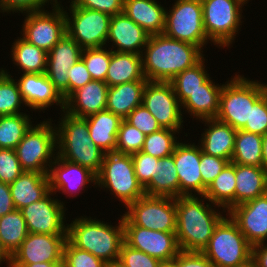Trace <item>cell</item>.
Instances as JSON below:
<instances>
[{
	"instance_id": "1",
	"label": "cell",
	"mask_w": 267,
	"mask_h": 267,
	"mask_svg": "<svg viewBox=\"0 0 267 267\" xmlns=\"http://www.w3.org/2000/svg\"><path fill=\"white\" fill-rule=\"evenodd\" d=\"M145 47L141 56L144 77L148 81L170 82L204 57L198 46L163 33L150 35Z\"/></svg>"
},
{
	"instance_id": "2",
	"label": "cell",
	"mask_w": 267,
	"mask_h": 267,
	"mask_svg": "<svg viewBox=\"0 0 267 267\" xmlns=\"http://www.w3.org/2000/svg\"><path fill=\"white\" fill-rule=\"evenodd\" d=\"M204 202L196 195L176 198V237L181 251L202 252L224 217L215 211V204Z\"/></svg>"
},
{
	"instance_id": "3",
	"label": "cell",
	"mask_w": 267,
	"mask_h": 267,
	"mask_svg": "<svg viewBox=\"0 0 267 267\" xmlns=\"http://www.w3.org/2000/svg\"><path fill=\"white\" fill-rule=\"evenodd\" d=\"M72 222L67 228V239L75 247L88 251L110 267L117 264L124 243L122 217L116 227L101 220L83 216Z\"/></svg>"
},
{
	"instance_id": "4",
	"label": "cell",
	"mask_w": 267,
	"mask_h": 267,
	"mask_svg": "<svg viewBox=\"0 0 267 267\" xmlns=\"http://www.w3.org/2000/svg\"><path fill=\"white\" fill-rule=\"evenodd\" d=\"M56 128L57 156L68 162L100 172L105 152L90 138L86 118L73 116L63 110Z\"/></svg>"
},
{
	"instance_id": "5",
	"label": "cell",
	"mask_w": 267,
	"mask_h": 267,
	"mask_svg": "<svg viewBox=\"0 0 267 267\" xmlns=\"http://www.w3.org/2000/svg\"><path fill=\"white\" fill-rule=\"evenodd\" d=\"M267 90V84L237 75L223 84L216 119L236 130L250 125V106Z\"/></svg>"
},
{
	"instance_id": "6",
	"label": "cell",
	"mask_w": 267,
	"mask_h": 267,
	"mask_svg": "<svg viewBox=\"0 0 267 267\" xmlns=\"http://www.w3.org/2000/svg\"><path fill=\"white\" fill-rule=\"evenodd\" d=\"M202 253L214 267H240L252 261V245L230 217H223Z\"/></svg>"
},
{
	"instance_id": "7",
	"label": "cell",
	"mask_w": 267,
	"mask_h": 267,
	"mask_svg": "<svg viewBox=\"0 0 267 267\" xmlns=\"http://www.w3.org/2000/svg\"><path fill=\"white\" fill-rule=\"evenodd\" d=\"M96 176V185L112 191L126 207L146 195L135 175L130 154L105 153L101 170Z\"/></svg>"
},
{
	"instance_id": "8",
	"label": "cell",
	"mask_w": 267,
	"mask_h": 267,
	"mask_svg": "<svg viewBox=\"0 0 267 267\" xmlns=\"http://www.w3.org/2000/svg\"><path fill=\"white\" fill-rule=\"evenodd\" d=\"M52 125L51 119L32 125L16 146L15 152L24 171L49 172L57 155L54 152L57 151L56 128Z\"/></svg>"
},
{
	"instance_id": "9",
	"label": "cell",
	"mask_w": 267,
	"mask_h": 267,
	"mask_svg": "<svg viewBox=\"0 0 267 267\" xmlns=\"http://www.w3.org/2000/svg\"><path fill=\"white\" fill-rule=\"evenodd\" d=\"M122 215L123 225L162 232H176V198L143 196L130 203Z\"/></svg>"
},
{
	"instance_id": "10",
	"label": "cell",
	"mask_w": 267,
	"mask_h": 267,
	"mask_svg": "<svg viewBox=\"0 0 267 267\" xmlns=\"http://www.w3.org/2000/svg\"><path fill=\"white\" fill-rule=\"evenodd\" d=\"M201 2L203 25L208 40L219 47H229L240 30L244 4L239 0H201Z\"/></svg>"
},
{
	"instance_id": "11",
	"label": "cell",
	"mask_w": 267,
	"mask_h": 267,
	"mask_svg": "<svg viewBox=\"0 0 267 267\" xmlns=\"http://www.w3.org/2000/svg\"><path fill=\"white\" fill-rule=\"evenodd\" d=\"M163 34L203 49L209 40L204 30L201 0H176L172 9L165 12Z\"/></svg>"
},
{
	"instance_id": "12",
	"label": "cell",
	"mask_w": 267,
	"mask_h": 267,
	"mask_svg": "<svg viewBox=\"0 0 267 267\" xmlns=\"http://www.w3.org/2000/svg\"><path fill=\"white\" fill-rule=\"evenodd\" d=\"M66 16V32L82 49L107 46L111 15L98 10L85 9L70 3Z\"/></svg>"
},
{
	"instance_id": "13",
	"label": "cell",
	"mask_w": 267,
	"mask_h": 267,
	"mask_svg": "<svg viewBox=\"0 0 267 267\" xmlns=\"http://www.w3.org/2000/svg\"><path fill=\"white\" fill-rule=\"evenodd\" d=\"M60 1L51 11L26 12L22 38L47 53L57 44L66 32V16Z\"/></svg>"
},
{
	"instance_id": "14",
	"label": "cell",
	"mask_w": 267,
	"mask_h": 267,
	"mask_svg": "<svg viewBox=\"0 0 267 267\" xmlns=\"http://www.w3.org/2000/svg\"><path fill=\"white\" fill-rule=\"evenodd\" d=\"M142 106L157 120L162 128H183L182 106L170 82L147 81Z\"/></svg>"
},
{
	"instance_id": "15",
	"label": "cell",
	"mask_w": 267,
	"mask_h": 267,
	"mask_svg": "<svg viewBox=\"0 0 267 267\" xmlns=\"http://www.w3.org/2000/svg\"><path fill=\"white\" fill-rule=\"evenodd\" d=\"M123 226L124 242L127 245L159 259L162 263H171L181 251L176 232L154 231L136 225Z\"/></svg>"
},
{
	"instance_id": "16",
	"label": "cell",
	"mask_w": 267,
	"mask_h": 267,
	"mask_svg": "<svg viewBox=\"0 0 267 267\" xmlns=\"http://www.w3.org/2000/svg\"><path fill=\"white\" fill-rule=\"evenodd\" d=\"M49 192L40 201L33 202L21 209L28 233L67 234L65 225V203L54 199Z\"/></svg>"
},
{
	"instance_id": "17",
	"label": "cell",
	"mask_w": 267,
	"mask_h": 267,
	"mask_svg": "<svg viewBox=\"0 0 267 267\" xmlns=\"http://www.w3.org/2000/svg\"><path fill=\"white\" fill-rule=\"evenodd\" d=\"M67 234L28 233L20 247L12 254L11 264L63 262Z\"/></svg>"
},
{
	"instance_id": "18",
	"label": "cell",
	"mask_w": 267,
	"mask_h": 267,
	"mask_svg": "<svg viewBox=\"0 0 267 267\" xmlns=\"http://www.w3.org/2000/svg\"><path fill=\"white\" fill-rule=\"evenodd\" d=\"M81 46L67 33L47 54L45 74L64 101L68 98V71L80 58Z\"/></svg>"
},
{
	"instance_id": "19",
	"label": "cell",
	"mask_w": 267,
	"mask_h": 267,
	"mask_svg": "<svg viewBox=\"0 0 267 267\" xmlns=\"http://www.w3.org/2000/svg\"><path fill=\"white\" fill-rule=\"evenodd\" d=\"M228 215L252 246L267 241V193L233 207Z\"/></svg>"
},
{
	"instance_id": "20",
	"label": "cell",
	"mask_w": 267,
	"mask_h": 267,
	"mask_svg": "<svg viewBox=\"0 0 267 267\" xmlns=\"http://www.w3.org/2000/svg\"><path fill=\"white\" fill-rule=\"evenodd\" d=\"M172 156L179 177L180 196H202V176L200 172L201 146L177 143ZM194 194H193V193Z\"/></svg>"
},
{
	"instance_id": "21",
	"label": "cell",
	"mask_w": 267,
	"mask_h": 267,
	"mask_svg": "<svg viewBox=\"0 0 267 267\" xmlns=\"http://www.w3.org/2000/svg\"><path fill=\"white\" fill-rule=\"evenodd\" d=\"M50 191H62L64 194L71 195L84 190L90 181L96 185L97 176L90 169L81 165L71 163L56 155L51 164L49 172ZM80 190V191H79Z\"/></svg>"
},
{
	"instance_id": "22",
	"label": "cell",
	"mask_w": 267,
	"mask_h": 267,
	"mask_svg": "<svg viewBox=\"0 0 267 267\" xmlns=\"http://www.w3.org/2000/svg\"><path fill=\"white\" fill-rule=\"evenodd\" d=\"M17 81L25 106L33 110H46L53 104L64 110V99L45 73H24Z\"/></svg>"
},
{
	"instance_id": "23",
	"label": "cell",
	"mask_w": 267,
	"mask_h": 267,
	"mask_svg": "<svg viewBox=\"0 0 267 267\" xmlns=\"http://www.w3.org/2000/svg\"><path fill=\"white\" fill-rule=\"evenodd\" d=\"M150 35L124 12L111 16L107 43L113 42L116 52L141 55ZM110 40V41H109Z\"/></svg>"
},
{
	"instance_id": "24",
	"label": "cell",
	"mask_w": 267,
	"mask_h": 267,
	"mask_svg": "<svg viewBox=\"0 0 267 267\" xmlns=\"http://www.w3.org/2000/svg\"><path fill=\"white\" fill-rule=\"evenodd\" d=\"M108 88L109 86L103 81H90L64 101V111L85 118L106 110Z\"/></svg>"
},
{
	"instance_id": "25",
	"label": "cell",
	"mask_w": 267,
	"mask_h": 267,
	"mask_svg": "<svg viewBox=\"0 0 267 267\" xmlns=\"http://www.w3.org/2000/svg\"><path fill=\"white\" fill-rule=\"evenodd\" d=\"M207 129L201 134L200 146L206 154L226 160L232 159L237 130L216 118L205 119Z\"/></svg>"
},
{
	"instance_id": "26",
	"label": "cell",
	"mask_w": 267,
	"mask_h": 267,
	"mask_svg": "<svg viewBox=\"0 0 267 267\" xmlns=\"http://www.w3.org/2000/svg\"><path fill=\"white\" fill-rule=\"evenodd\" d=\"M9 187L15 208L21 210L50 192L48 173L24 171Z\"/></svg>"
},
{
	"instance_id": "27",
	"label": "cell",
	"mask_w": 267,
	"mask_h": 267,
	"mask_svg": "<svg viewBox=\"0 0 267 267\" xmlns=\"http://www.w3.org/2000/svg\"><path fill=\"white\" fill-rule=\"evenodd\" d=\"M123 12L149 35L164 31L166 9L156 0H124Z\"/></svg>"
},
{
	"instance_id": "28",
	"label": "cell",
	"mask_w": 267,
	"mask_h": 267,
	"mask_svg": "<svg viewBox=\"0 0 267 267\" xmlns=\"http://www.w3.org/2000/svg\"><path fill=\"white\" fill-rule=\"evenodd\" d=\"M223 84H215L209 77L203 84L202 88L192 92V94L181 103V108L186 109L196 119L205 120L216 118L220 95Z\"/></svg>"
},
{
	"instance_id": "29",
	"label": "cell",
	"mask_w": 267,
	"mask_h": 267,
	"mask_svg": "<svg viewBox=\"0 0 267 267\" xmlns=\"http://www.w3.org/2000/svg\"><path fill=\"white\" fill-rule=\"evenodd\" d=\"M235 206L267 193V171L263 167L235 164Z\"/></svg>"
},
{
	"instance_id": "30",
	"label": "cell",
	"mask_w": 267,
	"mask_h": 267,
	"mask_svg": "<svg viewBox=\"0 0 267 267\" xmlns=\"http://www.w3.org/2000/svg\"><path fill=\"white\" fill-rule=\"evenodd\" d=\"M147 81L138 80L109 87L106 110L125 119L136 107L142 105Z\"/></svg>"
},
{
	"instance_id": "31",
	"label": "cell",
	"mask_w": 267,
	"mask_h": 267,
	"mask_svg": "<svg viewBox=\"0 0 267 267\" xmlns=\"http://www.w3.org/2000/svg\"><path fill=\"white\" fill-rule=\"evenodd\" d=\"M85 118L93 142L105 153L115 152L117 133L123 119L108 110Z\"/></svg>"
},
{
	"instance_id": "32",
	"label": "cell",
	"mask_w": 267,
	"mask_h": 267,
	"mask_svg": "<svg viewBox=\"0 0 267 267\" xmlns=\"http://www.w3.org/2000/svg\"><path fill=\"white\" fill-rule=\"evenodd\" d=\"M138 80H147L143 73L142 56L135 53L116 52L111 49V61L105 83L109 87H113Z\"/></svg>"
},
{
	"instance_id": "33",
	"label": "cell",
	"mask_w": 267,
	"mask_h": 267,
	"mask_svg": "<svg viewBox=\"0 0 267 267\" xmlns=\"http://www.w3.org/2000/svg\"><path fill=\"white\" fill-rule=\"evenodd\" d=\"M235 164L229 163L220 174L209 184L204 193L205 201L215 204L227 210V213L235 207Z\"/></svg>"
},
{
	"instance_id": "34",
	"label": "cell",
	"mask_w": 267,
	"mask_h": 267,
	"mask_svg": "<svg viewBox=\"0 0 267 267\" xmlns=\"http://www.w3.org/2000/svg\"><path fill=\"white\" fill-rule=\"evenodd\" d=\"M144 190L147 196L179 197V177L172 155L158 159L157 174Z\"/></svg>"
},
{
	"instance_id": "35",
	"label": "cell",
	"mask_w": 267,
	"mask_h": 267,
	"mask_svg": "<svg viewBox=\"0 0 267 267\" xmlns=\"http://www.w3.org/2000/svg\"><path fill=\"white\" fill-rule=\"evenodd\" d=\"M12 60L24 73L46 72L47 68V52L35 45L28 43L25 39H16L12 43Z\"/></svg>"
},
{
	"instance_id": "36",
	"label": "cell",
	"mask_w": 267,
	"mask_h": 267,
	"mask_svg": "<svg viewBox=\"0 0 267 267\" xmlns=\"http://www.w3.org/2000/svg\"><path fill=\"white\" fill-rule=\"evenodd\" d=\"M263 136L237 130L231 163L262 167Z\"/></svg>"
},
{
	"instance_id": "37",
	"label": "cell",
	"mask_w": 267,
	"mask_h": 267,
	"mask_svg": "<svg viewBox=\"0 0 267 267\" xmlns=\"http://www.w3.org/2000/svg\"><path fill=\"white\" fill-rule=\"evenodd\" d=\"M27 235L26 221L21 210L15 209L0 217V240L11 256L20 247Z\"/></svg>"
},
{
	"instance_id": "38",
	"label": "cell",
	"mask_w": 267,
	"mask_h": 267,
	"mask_svg": "<svg viewBox=\"0 0 267 267\" xmlns=\"http://www.w3.org/2000/svg\"><path fill=\"white\" fill-rule=\"evenodd\" d=\"M204 61L203 57L197 64L185 69L170 81L180 103L187 99L192 92L202 88V84L210 77L205 70Z\"/></svg>"
},
{
	"instance_id": "39",
	"label": "cell",
	"mask_w": 267,
	"mask_h": 267,
	"mask_svg": "<svg viewBox=\"0 0 267 267\" xmlns=\"http://www.w3.org/2000/svg\"><path fill=\"white\" fill-rule=\"evenodd\" d=\"M31 126L25 113L0 116V148L15 149Z\"/></svg>"
},
{
	"instance_id": "40",
	"label": "cell",
	"mask_w": 267,
	"mask_h": 267,
	"mask_svg": "<svg viewBox=\"0 0 267 267\" xmlns=\"http://www.w3.org/2000/svg\"><path fill=\"white\" fill-rule=\"evenodd\" d=\"M6 70L0 69V116L20 114L25 104L19 85Z\"/></svg>"
},
{
	"instance_id": "41",
	"label": "cell",
	"mask_w": 267,
	"mask_h": 267,
	"mask_svg": "<svg viewBox=\"0 0 267 267\" xmlns=\"http://www.w3.org/2000/svg\"><path fill=\"white\" fill-rule=\"evenodd\" d=\"M181 130H173L169 128H161L160 130L146 135L141 152L152 155L156 158H163L173 154L177 141L174 136L176 132Z\"/></svg>"
},
{
	"instance_id": "42",
	"label": "cell",
	"mask_w": 267,
	"mask_h": 267,
	"mask_svg": "<svg viewBox=\"0 0 267 267\" xmlns=\"http://www.w3.org/2000/svg\"><path fill=\"white\" fill-rule=\"evenodd\" d=\"M89 48L83 49L81 59L84 61L92 80L105 82L108 67L111 61V48Z\"/></svg>"
},
{
	"instance_id": "43",
	"label": "cell",
	"mask_w": 267,
	"mask_h": 267,
	"mask_svg": "<svg viewBox=\"0 0 267 267\" xmlns=\"http://www.w3.org/2000/svg\"><path fill=\"white\" fill-rule=\"evenodd\" d=\"M146 135L135 126L122 120L116 138L115 152L121 154H134L142 150Z\"/></svg>"
},
{
	"instance_id": "44",
	"label": "cell",
	"mask_w": 267,
	"mask_h": 267,
	"mask_svg": "<svg viewBox=\"0 0 267 267\" xmlns=\"http://www.w3.org/2000/svg\"><path fill=\"white\" fill-rule=\"evenodd\" d=\"M64 267H110L88 251L75 247L68 239L63 249Z\"/></svg>"
},
{
	"instance_id": "45",
	"label": "cell",
	"mask_w": 267,
	"mask_h": 267,
	"mask_svg": "<svg viewBox=\"0 0 267 267\" xmlns=\"http://www.w3.org/2000/svg\"><path fill=\"white\" fill-rule=\"evenodd\" d=\"M116 265L118 267H161L163 263L143 251L131 248L124 242Z\"/></svg>"
},
{
	"instance_id": "46",
	"label": "cell",
	"mask_w": 267,
	"mask_h": 267,
	"mask_svg": "<svg viewBox=\"0 0 267 267\" xmlns=\"http://www.w3.org/2000/svg\"><path fill=\"white\" fill-rule=\"evenodd\" d=\"M242 130L262 136L267 134V90L250 106V125Z\"/></svg>"
},
{
	"instance_id": "47",
	"label": "cell",
	"mask_w": 267,
	"mask_h": 267,
	"mask_svg": "<svg viewBox=\"0 0 267 267\" xmlns=\"http://www.w3.org/2000/svg\"><path fill=\"white\" fill-rule=\"evenodd\" d=\"M135 175L139 183L145 188L157 174L159 158L145 154L141 151L131 154Z\"/></svg>"
},
{
	"instance_id": "48",
	"label": "cell",
	"mask_w": 267,
	"mask_h": 267,
	"mask_svg": "<svg viewBox=\"0 0 267 267\" xmlns=\"http://www.w3.org/2000/svg\"><path fill=\"white\" fill-rule=\"evenodd\" d=\"M230 162V160L206 154L201 148V160L199 166L202 176V196L204 195L209 184Z\"/></svg>"
},
{
	"instance_id": "49",
	"label": "cell",
	"mask_w": 267,
	"mask_h": 267,
	"mask_svg": "<svg viewBox=\"0 0 267 267\" xmlns=\"http://www.w3.org/2000/svg\"><path fill=\"white\" fill-rule=\"evenodd\" d=\"M23 172L15 149L0 148V182L11 184Z\"/></svg>"
},
{
	"instance_id": "50",
	"label": "cell",
	"mask_w": 267,
	"mask_h": 267,
	"mask_svg": "<svg viewBox=\"0 0 267 267\" xmlns=\"http://www.w3.org/2000/svg\"><path fill=\"white\" fill-rule=\"evenodd\" d=\"M125 120L145 135L156 132L162 128L157 120L142 105L136 107Z\"/></svg>"
},
{
	"instance_id": "51",
	"label": "cell",
	"mask_w": 267,
	"mask_h": 267,
	"mask_svg": "<svg viewBox=\"0 0 267 267\" xmlns=\"http://www.w3.org/2000/svg\"><path fill=\"white\" fill-rule=\"evenodd\" d=\"M53 5L58 3V0H0V12H18L26 13L44 10L46 3ZM54 2V3H53ZM42 8V9H41Z\"/></svg>"
},
{
	"instance_id": "52",
	"label": "cell",
	"mask_w": 267,
	"mask_h": 267,
	"mask_svg": "<svg viewBox=\"0 0 267 267\" xmlns=\"http://www.w3.org/2000/svg\"><path fill=\"white\" fill-rule=\"evenodd\" d=\"M74 6L98 10L111 16L123 12L124 0H71Z\"/></svg>"
},
{
	"instance_id": "53",
	"label": "cell",
	"mask_w": 267,
	"mask_h": 267,
	"mask_svg": "<svg viewBox=\"0 0 267 267\" xmlns=\"http://www.w3.org/2000/svg\"><path fill=\"white\" fill-rule=\"evenodd\" d=\"M68 97L76 90L82 88L87 83L92 81L90 73L88 72L84 61L80 58L68 73Z\"/></svg>"
},
{
	"instance_id": "54",
	"label": "cell",
	"mask_w": 267,
	"mask_h": 267,
	"mask_svg": "<svg viewBox=\"0 0 267 267\" xmlns=\"http://www.w3.org/2000/svg\"><path fill=\"white\" fill-rule=\"evenodd\" d=\"M173 267H214L202 252L180 251L171 261Z\"/></svg>"
},
{
	"instance_id": "55",
	"label": "cell",
	"mask_w": 267,
	"mask_h": 267,
	"mask_svg": "<svg viewBox=\"0 0 267 267\" xmlns=\"http://www.w3.org/2000/svg\"><path fill=\"white\" fill-rule=\"evenodd\" d=\"M15 209L9 184L0 182V217L14 211Z\"/></svg>"
},
{
	"instance_id": "56",
	"label": "cell",
	"mask_w": 267,
	"mask_h": 267,
	"mask_svg": "<svg viewBox=\"0 0 267 267\" xmlns=\"http://www.w3.org/2000/svg\"><path fill=\"white\" fill-rule=\"evenodd\" d=\"M252 261L255 267H267V244L252 246Z\"/></svg>"
},
{
	"instance_id": "57",
	"label": "cell",
	"mask_w": 267,
	"mask_h": 267,
	"mask_svg": "<svg viewBox=\"0 0 267 267\" xmlns=\"http://www.w3.org/2000/svg\"><path fill=\"white\" fill-rule=\"evenodd\" d=\"M10 267H64L63 262H37L33 264H11Z\"/></svg>"
},
{
	"instance_id": "58",
	"label": "cell",
	"mask_w": 267,
	"mask_h": 267,
	"mask_svg": "<svg viewBox=\"0 0 267 267\" xmlns=\"http://www.w3.org/2000/svg\"><path fill=\"white\" fill-rule=\"evenodd\" d=\"M3 262L7 263L8 265L7 267L11 266V255L3 247L1 240H0V264Z\"/></svg>"
},
{
	"instance_id": "59",
	"label": "cell",
	"mask_w": 267,
	"mask_h": 267,
	"mask_svg": "<svg viewBox=\"0 0 267 267\" xmlns=\"http://www.w3.org/2000/svg\"><path fill=\"white\" fill-rule=\"evenodd\" d=\"M262 167L267 171V134L262 140Z\"/></svg>"
},
{
	"instance_id": "60",
	"label": "cell",
	"mask_w": 267,
	"mask_h": 267,
	"mask_svg": "<svg viewBox=\"0 0 267 267\" xmlns=\"http://www.w3.org/2000/svg\"><path fill=\"white\" fill-rule=\"evenodd\" d=\"M240 267H255V266H254L253 261H251L250 263H247V264L240 266Z\"/></svg>"
},
{
	"instance_id": "61",
	"label": "cell",
	"mask_w": 267,
	"mask_h": 267,
	"mask_svg": "<svg viewBox=\"0 0 267 267\" xmlns=\"http://www.w3.org/2000/svg\"><path fill=\"white\" fill-rule=\"evenodd\" d=\"M161 267H173L171 263H163Z\"/></svg>"
},
{
	"instance_id": "62",
	"label": "cell",
	"mask_w": 267,
	"mask_h": 267,
	"mask_svg": "<svg viewBox=\"0 0 267 267\" xmlns=\"http://www.w3.org/2000/svg\"><path fill=\"white\" fill-rule=\"evenodd\" d=\"M242 4H246L248 0H239ZM247 1V2H246Z\"/></svg>"
}]
</instances>
